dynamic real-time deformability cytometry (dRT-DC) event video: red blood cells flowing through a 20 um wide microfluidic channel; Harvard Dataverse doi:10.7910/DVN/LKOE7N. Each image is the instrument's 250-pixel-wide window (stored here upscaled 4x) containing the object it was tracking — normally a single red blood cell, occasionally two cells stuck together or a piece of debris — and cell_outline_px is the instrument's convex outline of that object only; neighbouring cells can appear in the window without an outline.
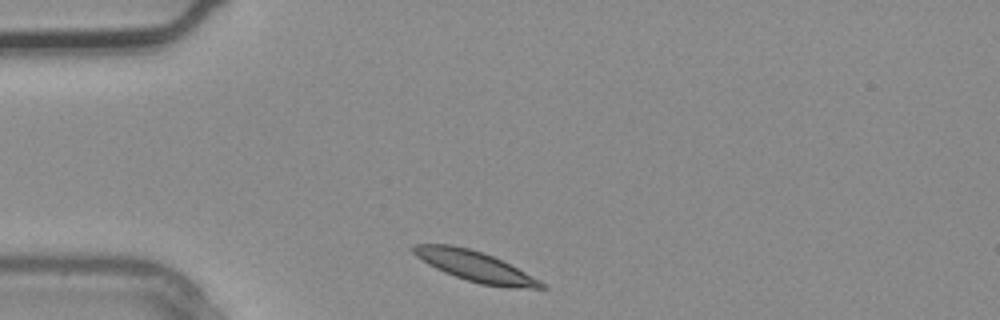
{"species": "common noctule bat (a hibernating species)", "species_latin": "Nyctalus noctula", "temperature_condition": "warm", "stored_images_in_passage": 1, "camera_frame_rate_fps": 3000, "um_per_image_px": 0.085, "animal": {"sex": "male", "body_mass_g": 20.4}, "frame": {"image": 1, "passage_image": 1, "time_ms": 0.0, "image_size_px": [1000, 320], "cell_outline_px": [[548, 288], [512, 288], [480, 284], [444, 272], [428, 264], [416, 256], [412, 252], [412, 244], [452, 244], [484, 252], [540, 280]], "centroid_in_image_um": [40.35, 22.62], "position_along_channel_um": 44.7, "area_um2": 22.31}}